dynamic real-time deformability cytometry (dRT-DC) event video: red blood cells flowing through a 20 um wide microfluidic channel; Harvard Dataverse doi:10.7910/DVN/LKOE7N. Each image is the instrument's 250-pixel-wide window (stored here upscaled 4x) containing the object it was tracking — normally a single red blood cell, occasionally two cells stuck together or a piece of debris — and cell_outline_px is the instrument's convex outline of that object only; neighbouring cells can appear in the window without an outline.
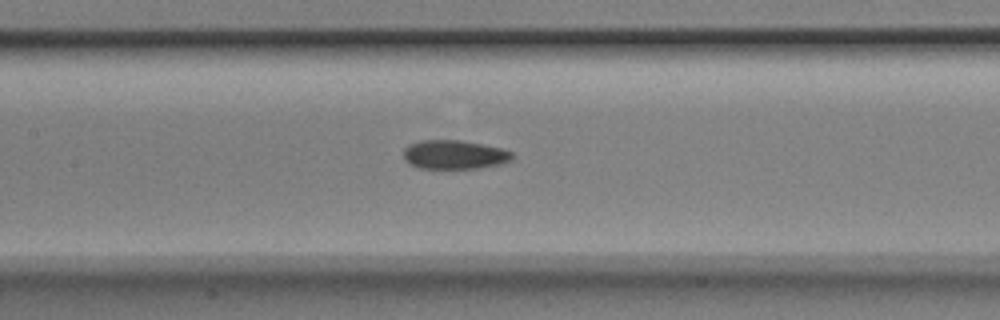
{"species": "Egyptian fruit bat (a non-hibernating species)", "species_latin": "Rousettus aegyptiacus", "temperature_condition": "room temperature", "stored_images_in_passage": 6, "camera_frame_rate_fps": 3000, "um_per_image_px": 0.085, "animal": {"sex": "male"}, "frame": {"image": 1, "passage_image": 6, "time_ms": 1.667, "image_size_px": [1000, 320], "cell_outline_px": [[512, 160], [500, 164], [480, 168], [420, 168], [408, 164], [404, 160], [404, 148], [408, 144], [424, 140], [460, 140], [484, 144], [500, 148], [512, 152]], "centroid_in_image_um": [38.6, 13.14], "position_along_channel_um": 168.8, "area_um2": 18.38}}